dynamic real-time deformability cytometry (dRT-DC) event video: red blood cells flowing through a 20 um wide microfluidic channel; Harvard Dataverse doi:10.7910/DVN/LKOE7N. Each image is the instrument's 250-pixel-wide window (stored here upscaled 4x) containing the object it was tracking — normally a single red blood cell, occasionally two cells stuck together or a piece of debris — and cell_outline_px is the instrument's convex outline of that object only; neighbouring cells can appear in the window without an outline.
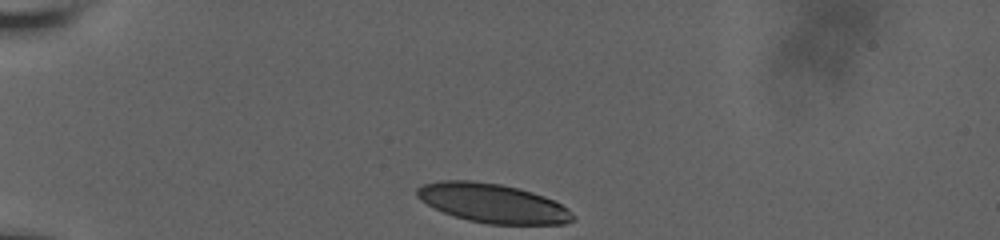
{"species": "human", "species_latin": "Homo sapiens", "temperature_condition": "room temperature", "stored_images_in_passage": 34, "camera_frame_rate_fps": 3000, "um_per_image_px": 0.085, "donor": {"sex": "male"}, "frame": {"image": 1, "passage_image": 1, "time_ms": 0.0, "image_size_px": [1000, 240], "cell_outline_px": [[576, 220], [564, 224], [488, 224], [468, 220], [444, 212], [420, 200], [416, 196], [416, 188], [424, 184], [440, 180], [472, 180], [500, 184], [520, 188], [544, 196], [568, 208], [576, 216]], "centroid_in_image_um": [41.9, 17.27], "position_along_channel_um": 43.1, "area_um2": 35.55}}
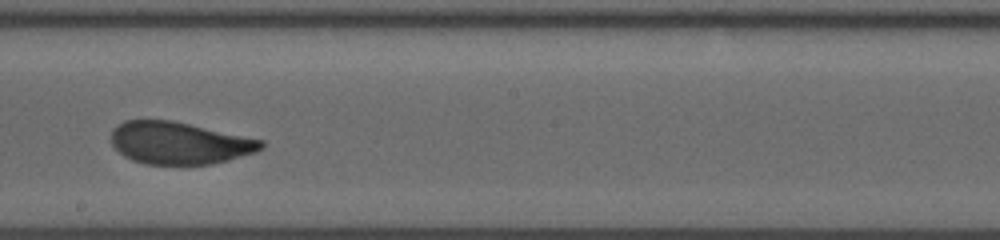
{"frame": {"image": 2, "passage_image": 20, "time_ms": 6.333, "image_size_px": [1000, 240], "cell_outline_px": [[264, 148], [256, 152], [228, 160], [212, 164], [144, 164], [132, 160], [124, 156], [112, 144], [112, 128], [124, 120], [172, 120], [264, 140]], "centroid_in_image_um": [15.25, 12.15], "position_along_channel_um": 233.0, "area_um2": 36.93}}
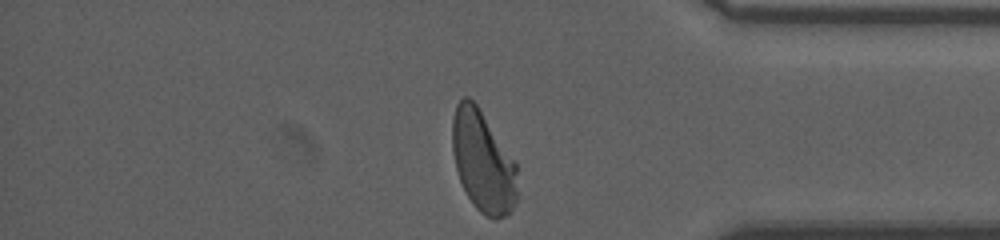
{"frame": {"image": 3, "passage_image": 34, "time_ms": 11.0, "image_size_px": [1000, 240], "cell_outline_px": [[516, 200], [512, 212], [496, 220], [492, 220], [484, 216], [476, 208], [468, 196], [460, 180], [456, 168], [452, 152], [452, 120], [456, 104], [464, 96], [468, 96], [476, 104], [516, 160]], "centroid_in_image_um": [41.05, 13.74], "position_along_channel_um": 394.1, "area_um2": 38.61}, "authors_computed_cell_mechanics": {"area_um2": 37.7145, "velocity_mm_per_s": 3.7648, "shape_relaxation_time_tau1_ms": 4.5762, "shape_relaxation_time_tau2_ms": 0.9928, "deformation_change_tau1": 0.1832, "deformation_change_tau2": 0.0753}}